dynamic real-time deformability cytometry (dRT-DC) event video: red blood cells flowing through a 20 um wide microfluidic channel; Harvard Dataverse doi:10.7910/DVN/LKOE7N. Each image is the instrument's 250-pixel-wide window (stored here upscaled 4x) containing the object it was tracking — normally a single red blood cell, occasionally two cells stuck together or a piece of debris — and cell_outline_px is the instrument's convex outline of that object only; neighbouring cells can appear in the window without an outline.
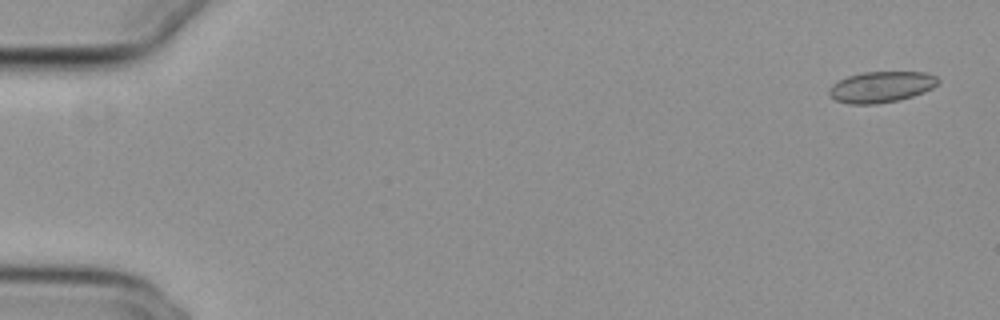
{"species": "common noctule bat (a hibernating species)", "species_latin": "Nyctalus noctula", "temperature_condition": "cold", "stored_images_in_passage": 55, "camera_frame_rate_fps": 3000, "um_per_image_px": 0.085, "animal": {"sex": "female", "body_mass_g": 29.2, "forearm_length_mm": 56.3}, "frame": {"image": 1, "passage_image": 3, "time_ms": 0.667, "image_size_px": [1000, 320], "cell_outline_px": [[940, 80], [932, 88], [924, 92], [900, 100], [876, 104], [848, 104], [836, 100], [828, 92], [828, 88], [832, 84], [848, 76], [864, 72], [924, 72], [936, 76]], "centroid_in_image_um": [74.9, 7.39], "position_along_channel_um": 10.1, "area_um2": 19.65}}
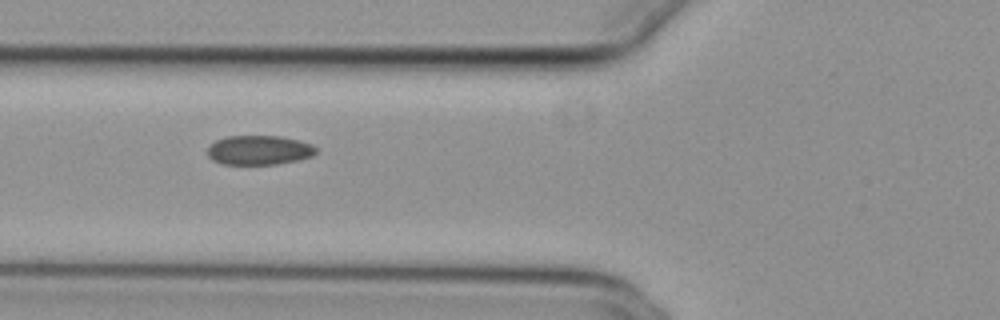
{"frame": {"image": 2, "passage_image": 22, "time_ms": 7.0, "image_size_px": [1000, 320], "cell_outline_px": [[316, 152], [312, 156], [300, 160], [276, 164], [224, 164], [212, 160], [208, 156], [208, 148], [216, 140], [228, 136], [280, 136], [300, 140], [312, 144], [316, 148]], "centroid_in_image_um": [22.05, 12.76], "position_along_channel_um": 103.8, "area_um2": 18.61}}
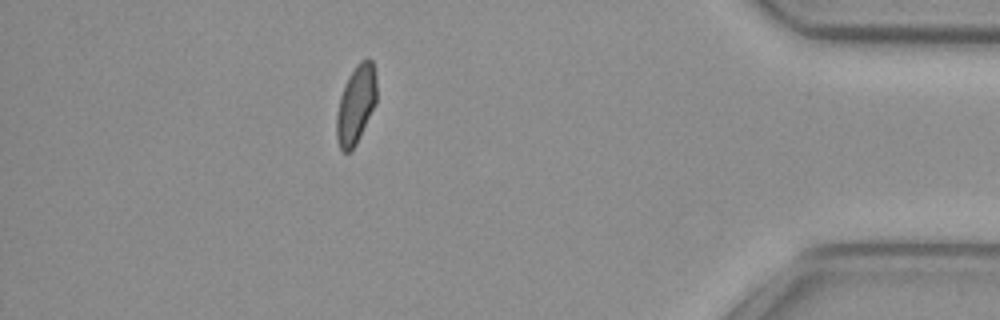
{"frame": {"image": 3, "passage_image": 49, "time_ms": 16.0, "image_size_px": [1000, 320], "cell_outline_px": [[376, 104], [356, 144], [348, 152], [344, 152], [340, 148], [336, 136], [336, 116], [340, 96], [348, 76], [356, 64], [360, 60], [368, 56], [372, 60], [376, 76]], "centroid_in_image_um": [30.26, 8.83], "position_along_channel_um": 404.9, "area_um2": 18.44}, "authors_computed_cell_mechanics": {"area_um2": 19.2474, "velocity_mm_per_s": 3.8391, "shape_relaxation_time_tau1_ms": null, "shape_relaxation_time_tau2_ms": 5.5507, "deformation_change_tau1": null, "deformation_change_tau2": 0.0933}}